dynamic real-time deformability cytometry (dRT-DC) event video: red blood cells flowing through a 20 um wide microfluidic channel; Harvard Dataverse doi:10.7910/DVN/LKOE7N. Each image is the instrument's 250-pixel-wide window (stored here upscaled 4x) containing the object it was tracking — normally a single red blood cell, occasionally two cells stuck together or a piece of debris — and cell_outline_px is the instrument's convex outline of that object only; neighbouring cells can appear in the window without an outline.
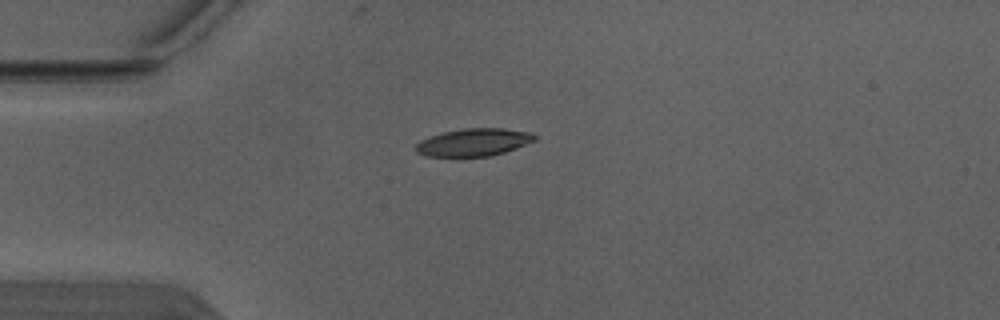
{"species": "Egyptian fruit bat (a non-hibernating species)", "species_latin": "Rousettus aegyptiacus", "temperature_condition": "warm", "stored_images_in_passage": 1, "camera_frame_rate_fps": 3000, "um_per_image_px": 0.085, "animal": {"sex": "male"}, "frame": {"image": 1, "passage_image": 1, "time_ms": 0.0, "image_size_px": [1000, 320], "cell_outline_px": [[536, 140], [516, 148], [492, 156], [424, 156], [416, 152], [416, 144], [420, 140], [444, 132], [460, 128], [504, 128], [532, 132], [536, 136]], "centroid_in_image_um": [40.28, 12.08], "position_along_channel_um": 44.7, "area_um2": 19.13}}